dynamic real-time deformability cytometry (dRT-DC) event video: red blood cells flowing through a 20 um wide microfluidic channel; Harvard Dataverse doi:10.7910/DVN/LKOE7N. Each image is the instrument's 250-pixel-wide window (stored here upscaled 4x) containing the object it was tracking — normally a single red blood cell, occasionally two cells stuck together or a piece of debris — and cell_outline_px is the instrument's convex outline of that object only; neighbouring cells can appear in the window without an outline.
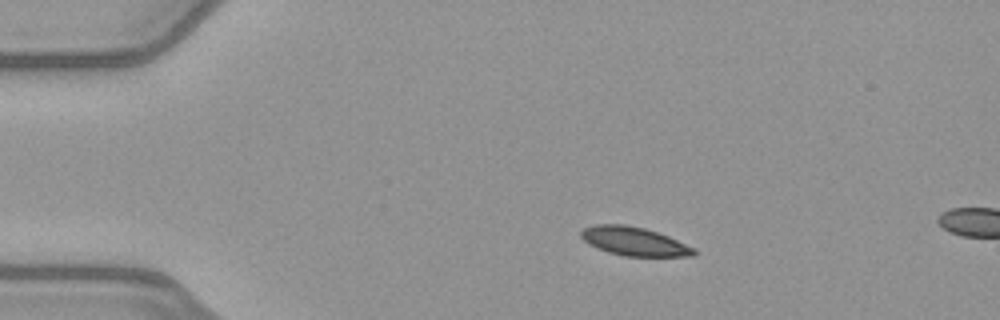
{"species": "common noctule bat (a hibernating species)", "species_latin": "Nyctalus noctula", "temperature_condition": "warm", "stored_images_in_passage": 14, "camera_frame_rate_fps": 3000, "um_per_image_px": 0.085, "animal": {"sex": "female", "body_mass_g": 21.9}, "frame": {"image": 1, "passage_image": 10, "time_ms": 3.0, "image_size_px": [1000, 320], "cell_outline_px": [[696, 252], [692, 256], [624, 256], [608, 252], [596, 248], [588, 244], [580, 236], [580, 232], [584, 228], [596, 224], [624, 224], [644, 228], [668, 236], [696, 248]], "centroid_in_image_um": [53.88, 20.51], "position_along_channel_um": 31.1, "area_um2": 18.84}}